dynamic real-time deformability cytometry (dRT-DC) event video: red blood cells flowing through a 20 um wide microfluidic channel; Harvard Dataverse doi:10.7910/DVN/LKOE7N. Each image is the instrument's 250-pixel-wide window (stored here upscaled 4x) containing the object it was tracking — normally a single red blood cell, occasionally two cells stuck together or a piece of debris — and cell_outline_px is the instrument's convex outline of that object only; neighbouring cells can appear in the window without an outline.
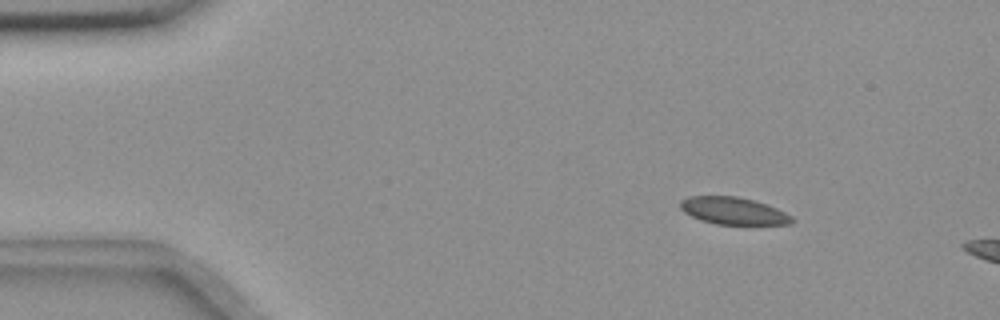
{"species": "common noctule bat (a hibernating species)", "species_latin": "Nyctalus noctula", "temperature_condition": "room temperature", "stored_images_in_passage": 6, "camera_frame_rate_fps": 3000, "um_per_image_px": 0.085, "animal": {"sex": "female", "body_mass_g": 18.4}, "frame": {"image": 1, "passage_image": 1, "time_ms": 0.0, "image_size_px": [1000, 320], "cell_outline_px": [[796, 220], [792, 224], [716, 224], [700, 220], [684, 212], [680, 208], [680, 200], [688, 196], [736, 196], [752, 200], [776, 208], [792, 216]], "centroid_in_image_um": [62.32, 17.92], "position_along_channel_um": 22.7, "area_um2": 17.63}}